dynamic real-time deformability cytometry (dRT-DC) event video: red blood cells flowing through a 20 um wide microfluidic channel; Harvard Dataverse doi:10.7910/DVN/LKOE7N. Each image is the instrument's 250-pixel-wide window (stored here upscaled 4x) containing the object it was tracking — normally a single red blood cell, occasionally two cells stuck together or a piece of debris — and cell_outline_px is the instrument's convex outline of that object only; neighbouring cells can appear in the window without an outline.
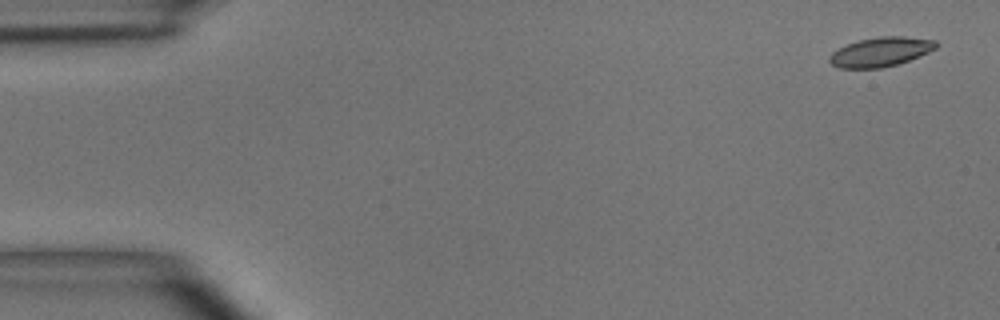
{"species": "common noctule bat (a hibernating species)", "species_latin": "Nyctalus noctula", "temperature_condition": "room temperature", "stored_images_in_passage": 6, "camera_frame_rate_fps": 3000, "um_per_image_px": 0.085, "animal": {"sex": "male", "body_mass_g": 15.6}, "frame": {"image": 1, "passage_image": 1, "time_ms": 0.0, "image_size_px": [1000, 320], "cell_outline_px": [[940, 44], [936, 48], [928, 52], [900, 64], [880, 68], [840, 68], [832, 64], [828, 60], [828, 56], [832, 52], [848, 44], [860, 40], [880, 36], [904, 36], [936, 40]], "centroid_in_image_um": [74.88, 4.41], "position_along_channel_um": 10.1, "area_um2": 18.26}}
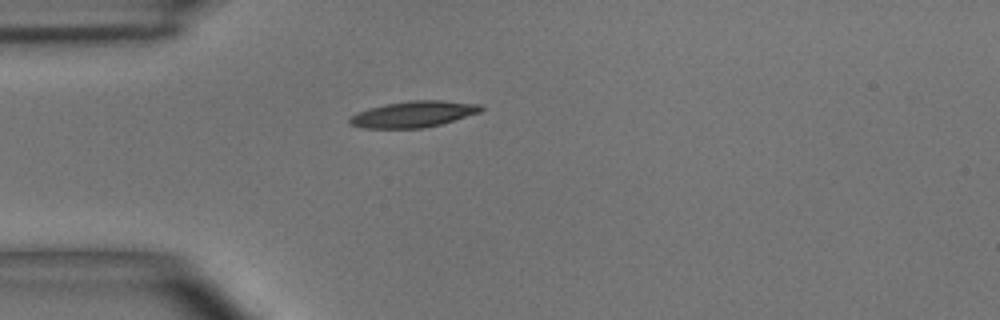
{"frame": {"image": 2, "passage_image": 6, "time_ms": 6.667, "image_size_px": [1000, 320], "cell_outline_px": [[484, 108], [480, 112], [440, 124], [424, 128], [364, 128], [348, 124], [348, 120], [352, 116], [368, 108], [408, 100], [440, 100], [480, 104]], "centroid_in_image_um": [35.14, 9.7], "position_along_channel_um": 49.9, "area_um2": 19.83}}